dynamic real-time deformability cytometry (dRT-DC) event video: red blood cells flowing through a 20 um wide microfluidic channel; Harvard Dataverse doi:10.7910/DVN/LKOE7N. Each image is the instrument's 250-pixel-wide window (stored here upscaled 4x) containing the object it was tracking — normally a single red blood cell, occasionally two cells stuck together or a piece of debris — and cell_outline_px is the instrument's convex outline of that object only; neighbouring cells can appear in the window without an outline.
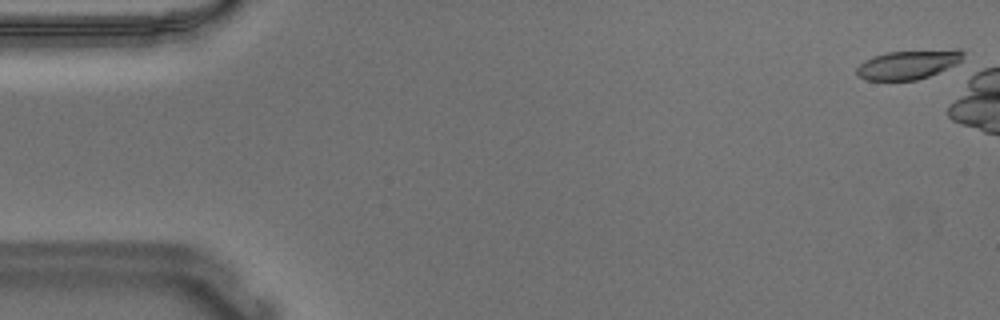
{"species": "Egyptian fruit bat (a non-hibernating species)", "species_latin": "Rousettus aegyptiacus", "temperature_condition": "warm", "stored_images_in_passage": 6, "camera_frame_rate_fps": 3000, "um_per_image_px": 0.085, "animal": {"sex": "male"}, "frame": {"image": 1, "passage_image": 1, "time_ms": 0.0, "image_size_px": [1000, 320], "cell_outline_px": [[964, 52], [960, 60], [956, 64], [948, 68], [928, 76], [916, 80], [864, 80], [856, 76], [856, 68], [864, 60], [872, 56], [888, 52], [956, 48], [960, 48]], "centroid_in_image_um": [77.18, 5.47], "position_along_channel_um": 7.8, "area_um2": 18.26}}